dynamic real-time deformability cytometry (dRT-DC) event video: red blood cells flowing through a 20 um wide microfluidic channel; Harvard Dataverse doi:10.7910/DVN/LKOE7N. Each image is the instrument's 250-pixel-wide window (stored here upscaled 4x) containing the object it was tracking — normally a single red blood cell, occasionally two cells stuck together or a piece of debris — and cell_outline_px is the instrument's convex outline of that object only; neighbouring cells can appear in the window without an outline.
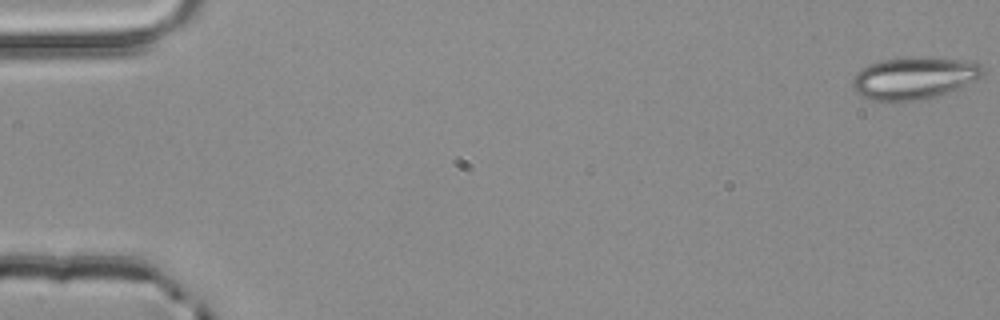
{"species": "common noctule bat (a hibernating species)", "species_latin": "Nyctalus noctula", "temperature_condition": "room temperature", "stored_images_in_passage": 4, "camera_frame_rate_fps": 3000, "um_per_image_px": 0.085, "animal": {"sex": "male", "body_mass_g": 20.4}, "frame": {"image": 1, "passage_image": 1, "time_ms": 0.0, "image_size_px": [1000, 320], "cell_outline_px": [[984, 72], [980, 80], [948, 92], [936, 96], [916, 100], [872, 100], [860, 96], [852, 88], [852, 76], [860, 68], [868, 64], [884, 60], [928, 56], [936, 56], [976, 60], [984, 68]], "centroid_in_image_um": [77.76, 6.6], "position_along_channel_um": 7.2, "area_um2": 32.71}}